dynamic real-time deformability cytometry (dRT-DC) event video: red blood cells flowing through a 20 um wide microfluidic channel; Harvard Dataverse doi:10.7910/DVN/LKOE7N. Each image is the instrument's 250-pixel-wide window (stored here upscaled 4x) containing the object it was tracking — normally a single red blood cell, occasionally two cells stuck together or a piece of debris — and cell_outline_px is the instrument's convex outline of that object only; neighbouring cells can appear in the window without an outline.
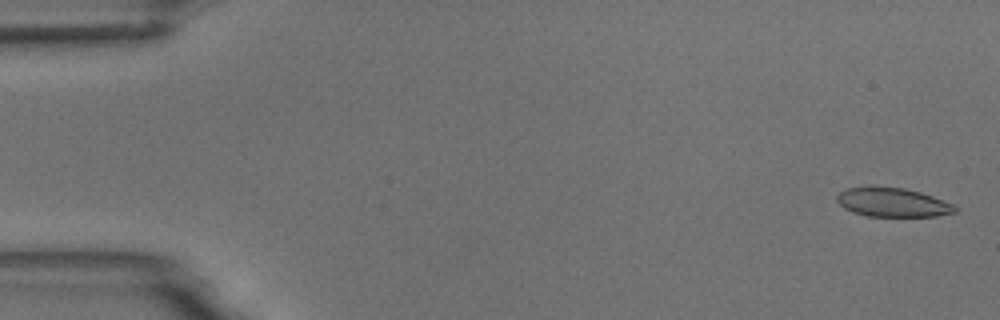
{"species": "common noctule bat (a hibernating species)", "species_latin": "Nyctalus noctula", "temperature_condition": "room temperature", "stored_images_in_passage": 5, "camera_frame_rate_fps": 3000, "um_per_image_px": 0.085, "animal": {"sex": "male", "body_mass_g": 18.8}, "frame": {"image": 1, "passage_image": 1, "time_ms": 0.0, "image_size_px": [1000, 320], "cell_outline_px": [[956, 212], [936, 216], [868, 216], [852, 212], [844, 208], [836, 200], [836, 196], [840, 192], [848, 188], [904, 188], [920, 192], [932, 196], [952, 204], [956, 208]], "centroid_in_image_um": [75.87, 17.22], "position_along_channel_um": 9.1, "area_um2": 19.42}}
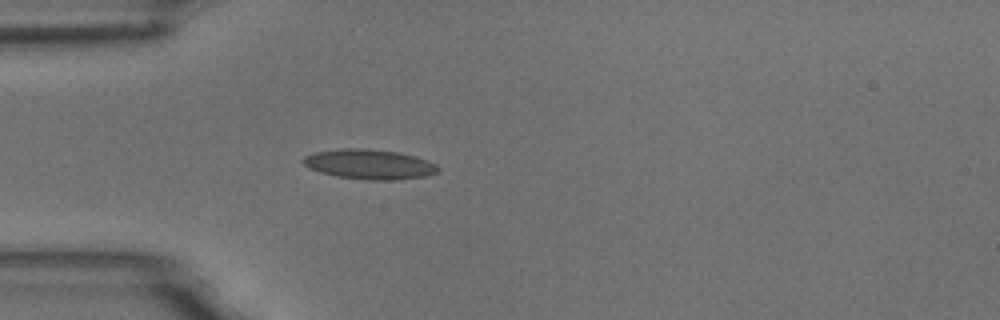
{"frame": {"image": 2, "passage_image": 5, "time_ms": 4.667, "image_size_px": [1000, 320], "cell_outline_px": [[440, 172], [428, 176], [396, 180], [368, 180], [336, 176], [320, 172], [308, 168], [300, 160], [304, 156], [316, 152], [340, 148], [368, 148], [396, 152], [416, 156], [428, 160], [436, 164], [440, 168]], "centroid_in_image_um": [31.42, 13.96], "position_along_channel_um": 53.6, "area_um2": 23.81}}